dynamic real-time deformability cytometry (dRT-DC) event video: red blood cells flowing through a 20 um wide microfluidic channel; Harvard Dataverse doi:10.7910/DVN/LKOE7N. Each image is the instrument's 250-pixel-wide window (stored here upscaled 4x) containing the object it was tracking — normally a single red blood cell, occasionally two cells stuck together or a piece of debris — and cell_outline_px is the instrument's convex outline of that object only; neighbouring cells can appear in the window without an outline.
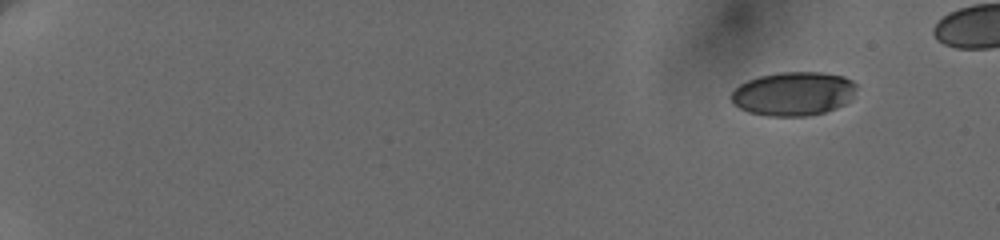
{"species": "human", "species_latin": "Homo sapiens", "temperature_condition": "cold", "stored_images_in_passage": 8, "camera_frame_rate_fps": 3000, "um_per_image_px": 0.085, "donor": {"sex": "female"}, "frame": {"image": 1, "passage_image": 1, "time_ms": 0.0, "image_size_px": [1000, 240], "cell_outline_px": [[856, 88], [852, 100], [836, 108], [824, 112], [808, 116], [768, 116], [748, 112], [732, 104], [728, 96], [740, 84], [748, 80], [760, 76], [780, 72], [820, 72], [844, 76], [852, 80], [856, 84]], "centroid_in_image_um": [67.44, 7.97], "position_along_channel_um": 17.6, "area_um2": 32.31}}
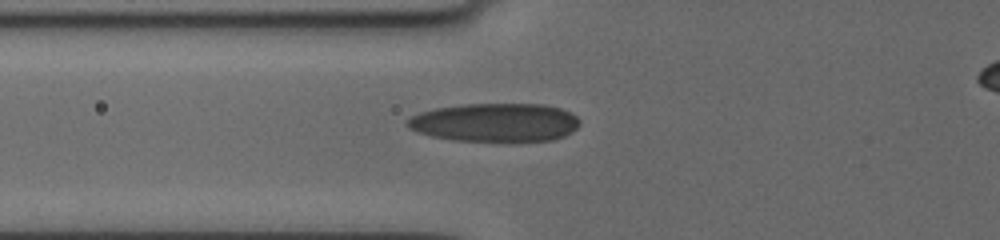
{"frame": {"image": 2, "passage_image": 8, "time_ms": 6.667, "image_size_px": [1000, 240], "cell_outline_px": [[580, 124], [572, 132], [564, 136], [552, 140], [452, 140], [432, 136], [408, 128], [404, 124], [412, 116], [420, 112], [436, 108], [464, 104], [544, 104], [560, 108], [576, 116], [580, 120]], "centroid_in_image_um": [42.09, 10.39], "position_along_channel_um": 83.7, "area_um2": 38.32}}